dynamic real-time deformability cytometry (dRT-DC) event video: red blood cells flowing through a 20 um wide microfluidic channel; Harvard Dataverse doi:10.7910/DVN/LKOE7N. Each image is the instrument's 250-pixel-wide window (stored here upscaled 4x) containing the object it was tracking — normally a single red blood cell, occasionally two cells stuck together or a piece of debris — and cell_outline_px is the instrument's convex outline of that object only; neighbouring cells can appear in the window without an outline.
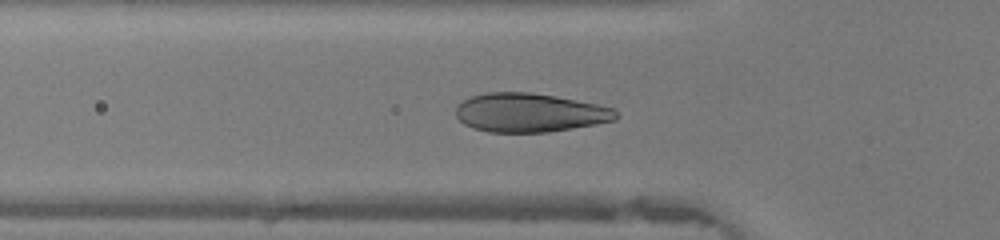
{"species": "human", "species_latin": "Homo sapiens", "temperature_condition": "warm", "stored_images_in_passage": 46, "camera_frame_rate_fps": 3000, "um_per_image_px": 0.085, "donor": {"sex": "female"}, "frame": {"image": 1, "passage_image": 14, "time_ms": 4.333, "image_size_px": [1000, 240], "cell_outline_px": [[620, 116], [616, 120], [596, 124], [548, 132], [488, 132], [472, 128], [464, 124], [456, 116], [456, 108], [464, 100], [472, 96], [488, 92], [528, 92], [556, 96], [616, 108]], "centroid_in_image_um": [45.06, 9.58], "position_along_channel_um": 80.7, "area_um2": 36.3}}
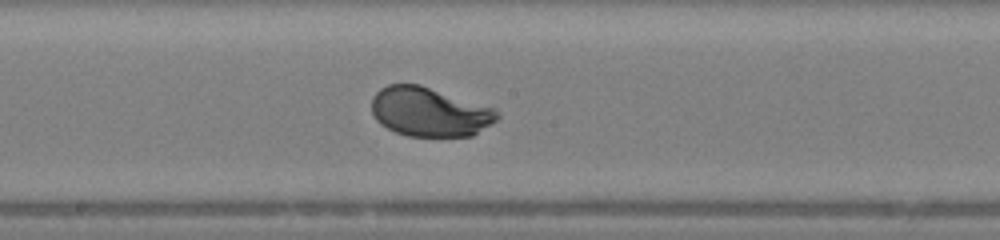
{"frame": {"image": 2, "passage_image": 23, "time_ms": 7.333, "image_size_px": [1000, 240], "cell_outline_px": [[500, 116], [496, 120], [472, 136], [408, 136], [396, 132], [380, 124], [376, 120], [372, 112], [372, 96], [380, 88], [388, 84], [420, 84], [496, 108], [500, 112]], "centroid_in_image_um": [36.51, 9.5], "position_along_channel_um": 211.7, "area_um2": 36.18}}
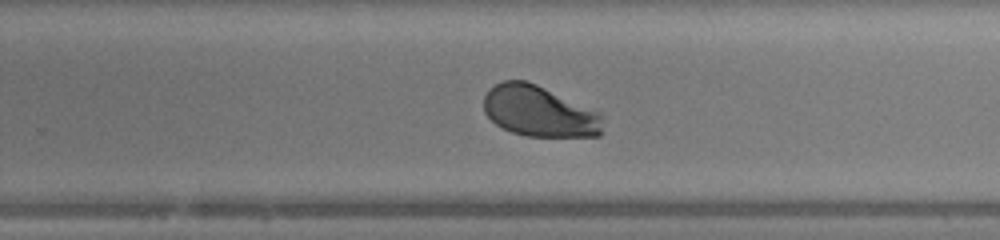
{"frame": {"image": 3, "passage_image": 28, "time_ms": 9.0, "image_size_px": [1000, 240], "cell_outline_px": [[600, 136], [528, 136], [512, 132], [496, 124], [484, 112], [484, 96], [488, 88], [504, 80], [524, 80], [536, 84], [600, 112]], "centroid_in_image_um": [45.78, 9.45], "position_along_channel_um": 284.0, "area_um2": 34.91}, "authors_computed_cell_mechanics": {"area_um2": 36.7319, "velocity_mm_per_s": 4.3491, "shape_relaxation_time_tau1_ms": 1.7756, "shape_relaxation_time_tau2_ms": null, "deformation_change_tau1": 0.1442, "deformation_change_tau2": null}}